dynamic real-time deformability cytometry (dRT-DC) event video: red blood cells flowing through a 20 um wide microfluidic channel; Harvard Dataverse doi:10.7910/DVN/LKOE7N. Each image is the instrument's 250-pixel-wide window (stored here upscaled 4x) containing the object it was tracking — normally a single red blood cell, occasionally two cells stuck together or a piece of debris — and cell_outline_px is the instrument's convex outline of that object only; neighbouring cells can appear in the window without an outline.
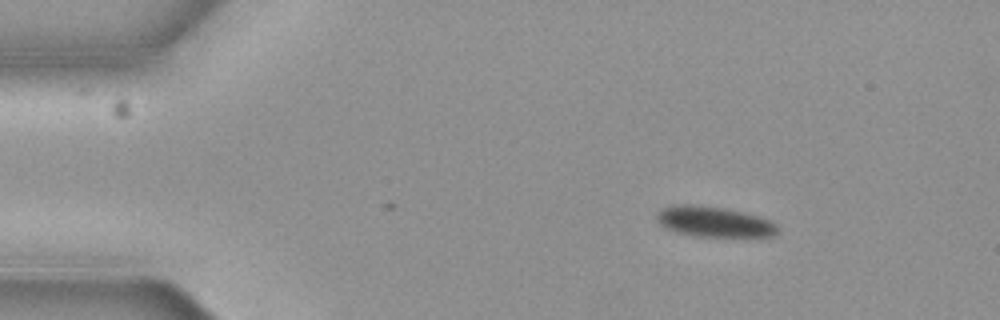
{"species": "common noctule bat (a hibernating species)", "species_latin": "Nyctalus noctula", "temperature_condition": "cold", "stored_images_in_passage": 4, "camera_frame_rate_fps": 3000, "um_per_image_px": 0.085, "animal": {"sex": "female", "body_mass_g": 19.3, "forearm_length_mm": 54.1}, "frame": {"image": 1, "passage_image": 4, "time_ms": 1.0, "image_size_px": [1000, 320], "cell_outline_px": [[780, 232], [772, 236], [696, 236], [676, 232], [660, 224], [656, 220], [656, 212], [664, 208], [684, 204], [688, 204], [720, 208], [740, 212], [756, 216], [768, 220], [776, 224], [780, 228]], "centroid_in_image_um": [60.7, 18.86], "position_along_channel_um": 24.3, "area_um2": 20.92}}